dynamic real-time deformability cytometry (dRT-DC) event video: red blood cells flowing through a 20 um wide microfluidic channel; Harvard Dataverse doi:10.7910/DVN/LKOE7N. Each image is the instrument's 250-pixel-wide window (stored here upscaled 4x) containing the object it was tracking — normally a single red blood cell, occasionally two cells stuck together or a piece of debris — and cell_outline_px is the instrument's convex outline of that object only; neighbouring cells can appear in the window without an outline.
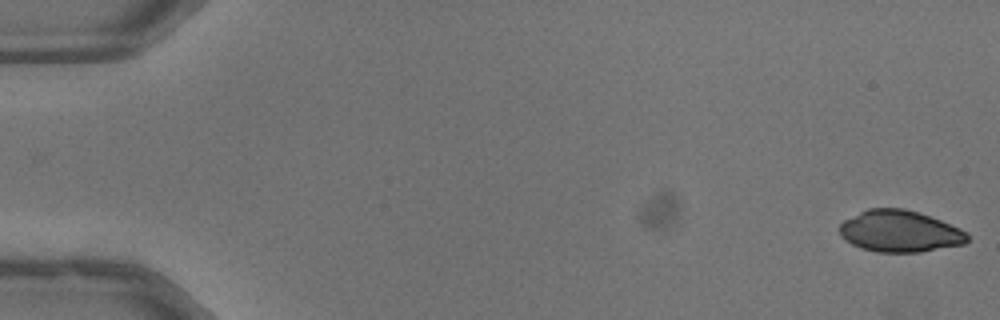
{"species": "common noctule bat (a hibernating species)", "species_latin": "Nyctalus noctula", "temperature_condition": "warm", "stored_images_in_passage": 52, "camera_frame_rate_fps": 3000, "um_per_image_px": 0.085, "animal": {"sex": "male", "body_mass_g": 13.3}, "frame": {"image": 1, "passage_image": 1, "time_ms": 0.0, "image_size_px": [1000, 320], "cell_outline_px": [[968, 240], [964, 244], [920, 252], [876, 252], [860, 248], [844, 240], [840, 236], [840, 224], [844, 220], [868, 208], [904, 208], [940, 220], [960, 228], [968, 232]], "centroid_in_image_um": [76.47, 19.67], "position_along_channel_um": 8.5, "area_um2": 30.98}}
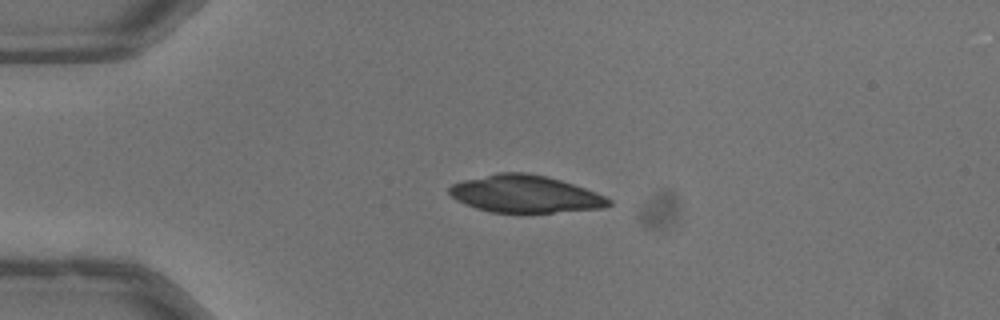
{"frame": {"image": 2, "passage_image": 13, "time_ms": 4.0, "image_size_px": [1000, 320], "cell_outline_px": [[612, 204], [604, 208], [552, 212], [492, 212], [476, 208], [464, 204], [456, 200], [448, 192], [448, 188], [452, 184], [464, 180], [496, 172], [524, 172], [548, 176], [596, 192], [612, 200]], "centroid_in_image_um": [44.62, 16.48], "position_along_channel_um": 40.4, "area_um2": 34.56}}